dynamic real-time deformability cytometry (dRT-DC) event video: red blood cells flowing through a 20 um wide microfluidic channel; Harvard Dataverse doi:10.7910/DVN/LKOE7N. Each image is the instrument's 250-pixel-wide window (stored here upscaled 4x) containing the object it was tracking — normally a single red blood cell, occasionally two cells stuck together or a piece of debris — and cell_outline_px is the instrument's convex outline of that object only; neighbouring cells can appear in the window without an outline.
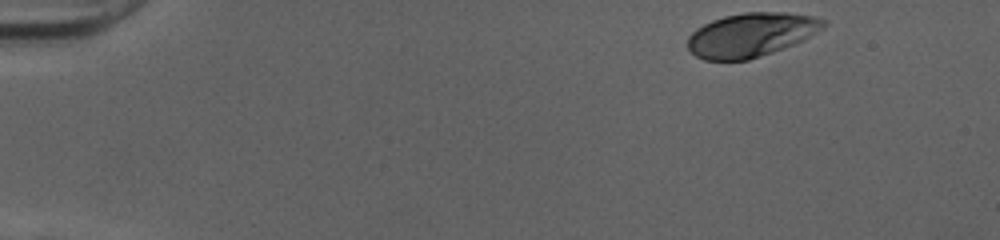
{"species": "human", "species_latin": "Homo sapiens", "temperature_condition": "cold", "stored_images_in_passage": 46, "camera_frame_rate_fps": 3000, "um_per_image_px": 0.085, "donor": {"sex": "female"}, "frame": {"image": 1, "passage_image": 1, "time_ms": 0.0, "image_size_px": [1000, 240], "cell_outline_px": [[828, 24], [824, 28], [804, 40], [772, 52], [748, 60], [704, 60], [696, 56], [688, 48], [688, 36], [696, 28], [712, 20], [724, 16], [744, 12], [784, 12], [812, 16], [828, 20]], "centroid_in_image_um": [63.87, 2.95], "position_along_channel_um": 21.1, "area_um2": 34.85}}
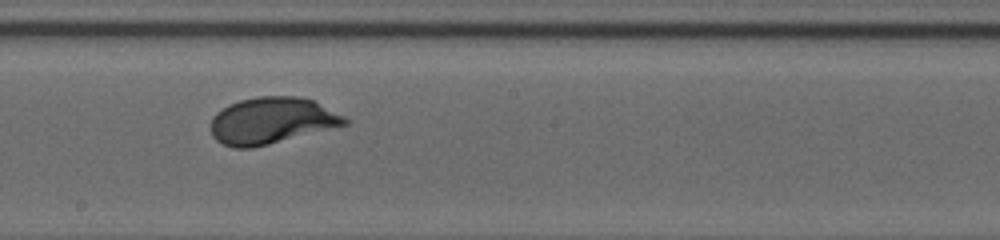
{"frame": {"image": 2, "passage_image": 25, "time_ms": 8.0, "image_size_px": [1000, 240], "cell_outline_px": [[348, 124], [252, 148], [232, 148], [216, 140], [212, 136], [212, 116], [216, 112], [228, 104], [240, 100], [260, 96], [296, 96], [312, 100], [344, 116], [348, 120]], "centroid_in_image_um": [23.06, 10.25], "position_along_channel_um": 225.1, "area_um2": 36.01}}
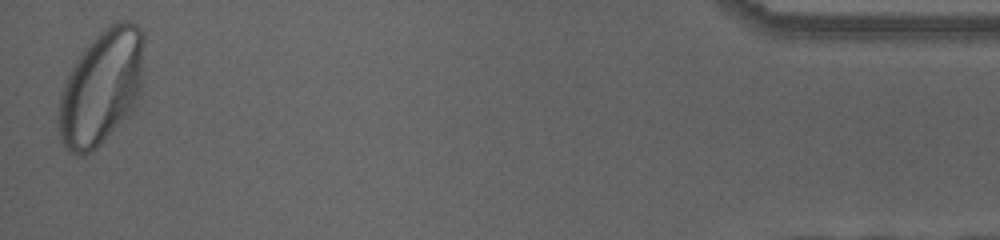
{"frame": {"image": 3, "passage_image": 46, "time_ms": 15.0, "image_size_px": [1000, 240], "cell_outline_px": [[144, 40], [140, 96], [132, 108], [100, 144], [92, 152], [84, 156], [76, 156], [68, 152], [60, 140], [60, 96], [68, 72], [84, 48], [108, 24], [120, 20], [132, 20], [144, 32]], "centroid_in_image_um": [8.63, 7.39], "position_along_channel_um": 426.6, "area_um2": 56.88}, "authors_computed_cell_mechanics": {"area_um2": 35.7493, "velocity_mm_per_s": 3.986, "shape_relaxation_time_tau1_ms": 2.2609, "shape_relaxation_time_tau2_ms": null, "deformation_change_tau1": 0.1621, "deformation_change_tau2": null}}